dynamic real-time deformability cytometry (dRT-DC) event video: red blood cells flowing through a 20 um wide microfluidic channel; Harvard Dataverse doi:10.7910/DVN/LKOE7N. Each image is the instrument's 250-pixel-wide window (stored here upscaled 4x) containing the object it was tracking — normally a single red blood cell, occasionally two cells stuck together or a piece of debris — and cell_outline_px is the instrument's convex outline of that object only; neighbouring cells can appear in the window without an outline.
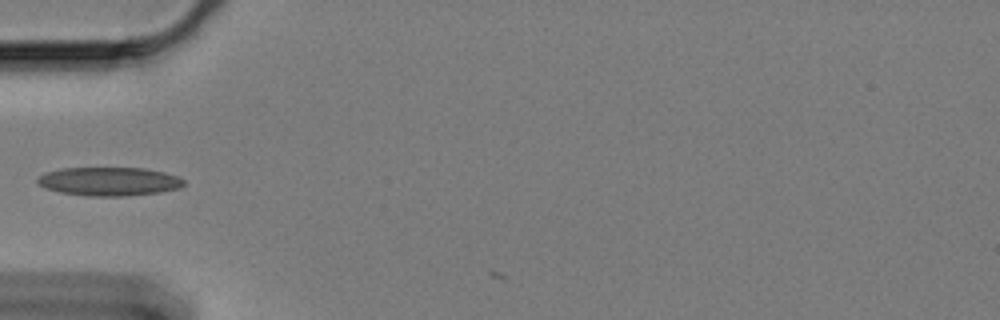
{"species": "Egyptian fruit bat (a non-hibernating species)", "species_latin": "Rousettus aegyptiacus", "temperature_condition": "cold", "stored_images_in_passage": 2, "camera_frame_rate_fps": 3000, "um_per_image_px": 0.085, "animal": {"sex": "female"}, "frame": {"image": 1, "passage_image": 1, "time_ms": 0.0, "image_size_px": [1000, 320], "cell_outline_px": [[184, 184], [180, 188], [160, 192], [128, 196], [88, 196], [60, 192], [44, 188], [36, 184], [36, 180], [40, 176], [48, 172], [60, 168], [144, 168], [164, 172], [176, 176], [184, 180]], "centroid_in_image_um": [9.26, 15.43], "position_along_channel_um": 75.7, "area_um2": 24.45}}